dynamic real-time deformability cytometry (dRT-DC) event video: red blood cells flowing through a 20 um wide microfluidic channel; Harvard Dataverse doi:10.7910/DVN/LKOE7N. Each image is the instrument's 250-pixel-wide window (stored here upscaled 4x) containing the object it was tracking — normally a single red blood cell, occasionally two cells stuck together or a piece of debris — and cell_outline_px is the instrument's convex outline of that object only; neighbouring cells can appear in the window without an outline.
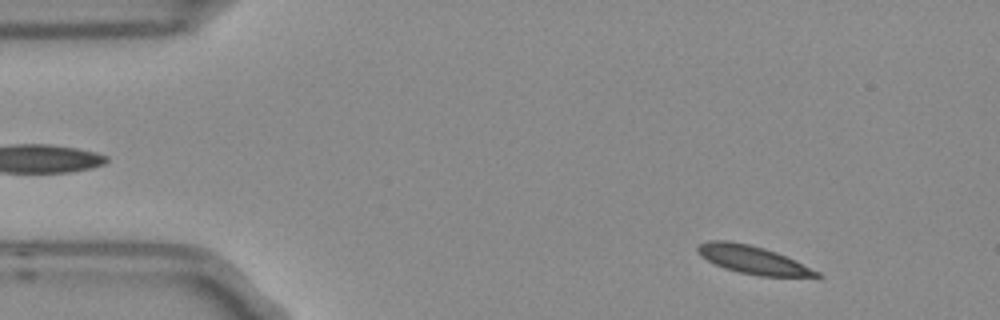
{"species": "Egyptian fruit bat (a non-hibernating species)", "species_latin": "Rousettus aegyptiacus", "temperature_condition": "room temperature", "stored_images_in_passage": 4, "camera_frame_rate_fps": 3000, "um_per_image_px": 0.085, "frame": {"image": 1, "passage_image": 1, "time_ms": 0.0, "image_size_px": [1000, 320], "cell_outline_px": [[824, 276], [760, 276], [740, 272], [724, 268], [700, 256], [696, 248], [700, 244], [708, 240], [728, 240], [748, 244], [764, 248], [776, 252], [820, 272]], "centroid_in_image_um": [63.95, 22.07], "position_along_channel_um": 21.1, "area_um2": 19.07}}
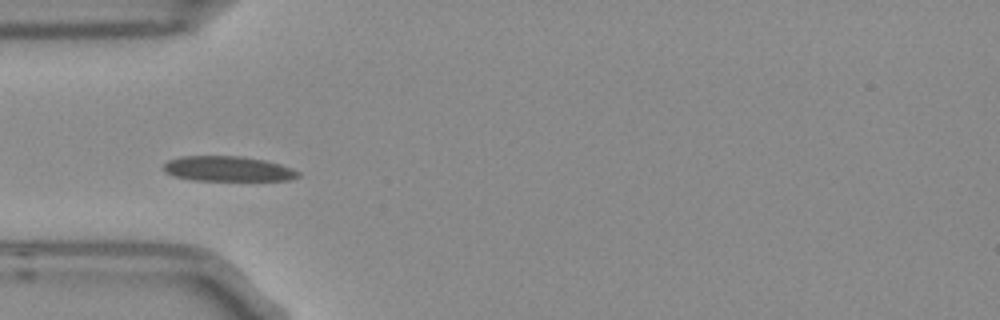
{"frame": {"image": 2, "passage_image": 4, "time_ms": 1.0, "image_size_px": [1000, 320], "cell_outline_px": [[300, 176], [288, 180], [192, 180], [172, 176], [164, 172], [164, 164], [168, 160], [180, 156], [240, 156], [264, 160], [280, 164], [292, 168], [300, 172]], "centroid_in_image_um": [19.34, 14.35], "position_along_channel_um": 65.7, "area_um2": 19.71}}